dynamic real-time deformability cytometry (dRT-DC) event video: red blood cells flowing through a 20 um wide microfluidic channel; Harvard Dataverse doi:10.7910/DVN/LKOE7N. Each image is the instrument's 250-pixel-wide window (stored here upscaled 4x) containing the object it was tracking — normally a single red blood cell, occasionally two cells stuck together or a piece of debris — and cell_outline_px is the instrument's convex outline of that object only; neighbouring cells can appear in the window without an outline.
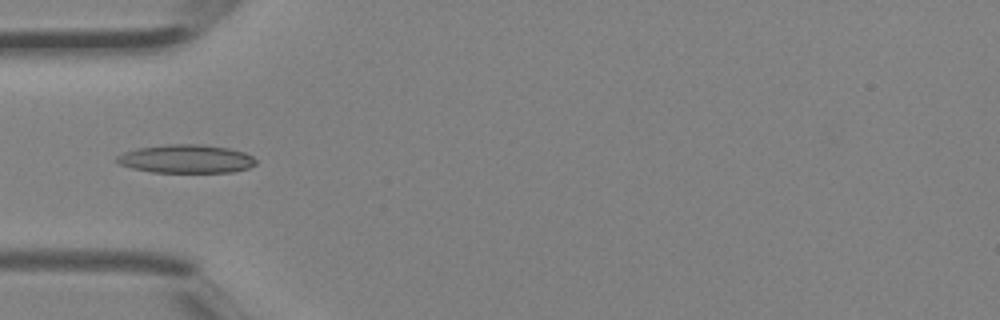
{"species": "Egyptian fruit bat (a non-hibernating species)", "species_latin": "Rousettus aegyptiacus", "temperature_condition": "room temperature", "stored_images_in_passage": 4, "camera_frame_rate_fps": 3000, "um_per_image_px": 0.085, "animal": {"sex": "female"}, "frame": {"image": 1, "passage_image": 4, "time_ms": 1.0, "image_size_px": [1000, 320], "cell_outline_px": [[256, 164], [248, 168], [232, 172], [152, 172], [132, 168], [120, 164], [116, 160], [116, 156], [124, 152], [136, 148], [168, 144], [204, 144], [228, 148], [244, 152], [252, 156], [256, 160]], "centroid_in_image_um": [15.83, 13.5], "position_along_channel_um": 69.2, "area_um2": 23.06}}